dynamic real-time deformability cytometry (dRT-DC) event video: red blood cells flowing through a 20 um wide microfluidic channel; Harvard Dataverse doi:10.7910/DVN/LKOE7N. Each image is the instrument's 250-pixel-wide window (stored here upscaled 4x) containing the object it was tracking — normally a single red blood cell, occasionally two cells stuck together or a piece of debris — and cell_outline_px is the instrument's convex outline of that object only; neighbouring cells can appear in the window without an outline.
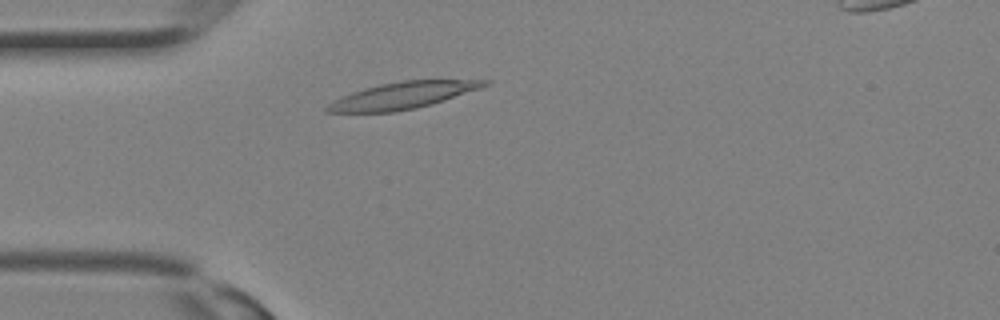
{"species": "Egyptian fruit bat (a non-hibernating species)", "species_latin": "Rousettus aegyptiacus", "temperature_condition": "room temperature", "stored_images_in_passage": 28, "segment_of_instrument_passage": [1, 2], "camera_frame_rate_fps": 3000, "um_per_image_px": 0.085, "animal": {"sex": "female"}, "frame": {"image": 1, "passage_image": 4, "time_ms": 1.0, "image_size_px": [1000, 320], "cell_outline_px": [[492, 80], [488, 84], [480, 88], [432, 104], [416, 108], [396, 112], [324, 112], [324, 108], [332, 100], [352, 92], [364, 88], [380, 84], [404, 80]], "centroid_in_image_um": [34.18, 8.12], "position_along_channel_um": 50.8, "area_um2": 24.33}}
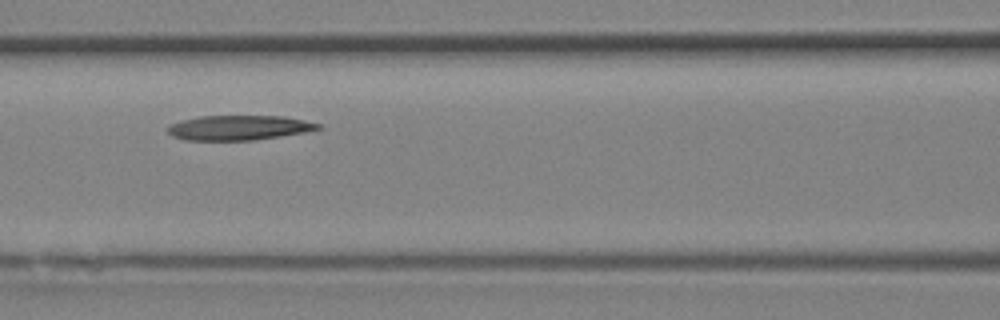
{"frame": {"image": 2, "passage_image": 9, "time_ms": 2.667, "image_size_px": [1000, 320], "cell_outline_px": [[324, 128], [304, 132], [280, 136], [252, 140], [184, 140], [172, 136], [168, 132], [168, 124], [180, 120], [200, 116], [284, 116], [304, 120], [320, 124]], "centroid_in_image_um": [20.28, 10.85], "position_along_channel_um": 146.3, "area_um2": 21.73}}
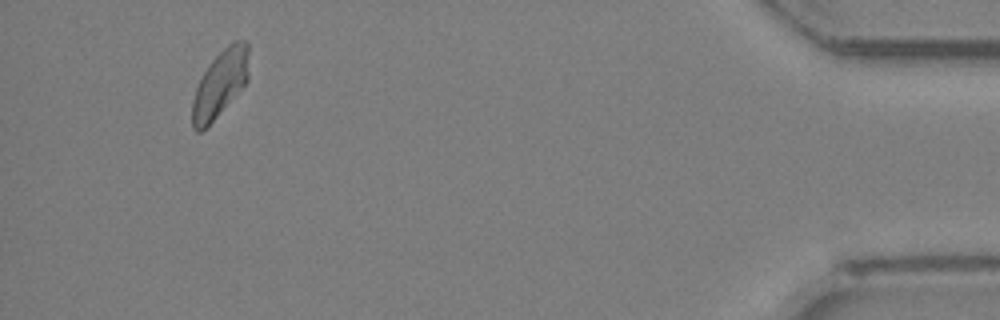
{"frame": {"image": 3, "passage_image": 25, "time_ms": 8.0, "image_size_px": [1000, 320], "cell_outline_px": [[248, 80], [216, 116], [200, 132], [196, 132], [192, 128], [192, 100], [196, 88], [208, 64], [228, 44], [236, 40], [248, 40]], "centroid_in_image_um": [18.7, 7.08], "position_along_channel_um": 416.5, "area_um2": 21.56}}